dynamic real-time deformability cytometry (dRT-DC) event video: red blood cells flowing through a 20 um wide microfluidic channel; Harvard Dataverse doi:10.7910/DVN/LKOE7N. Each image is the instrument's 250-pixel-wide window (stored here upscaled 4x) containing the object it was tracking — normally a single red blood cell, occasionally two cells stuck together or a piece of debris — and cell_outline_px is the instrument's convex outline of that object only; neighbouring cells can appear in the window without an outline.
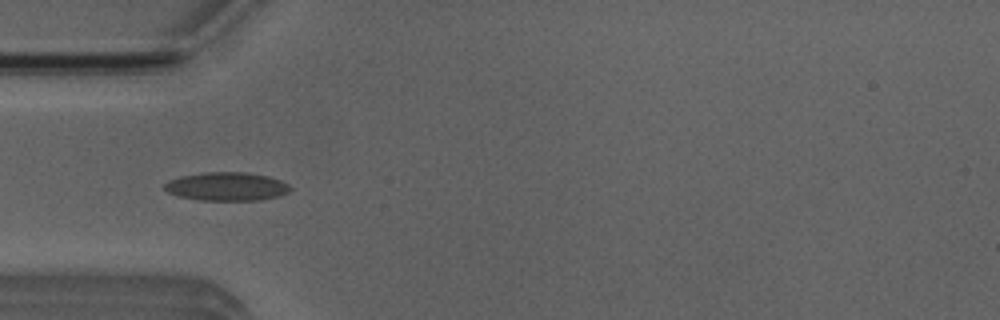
{"species": "Egyptian fruit bat (a non-hibernating species)", "species_latin": "Rousettus aegyptiacus", "temperature_condition": "room temperature", "stored_images_in_passage": 40, "camera_frame_rate_fps": 3000, "um_per_image_px": 0.085, "animal": {"sex": "male"}, "frame": {"image": 1, "passage_image": 6, "time_ms": 1.667, "image_size_px": [1000, 320], "cell_outline_px": [[292, 188], [288, 192], [280, 196], [260, 200], [200, 200], [180, 196], [168, 192], [164, 188], [164, 184], [180, 176], [204, 172], [244, 172], [268, 176], [280, 180], [288, 184]], "centroid_in_image_um": [19.3, 15.85], "position_along_channel_um": 65.7, "area_um2": 20.75}}
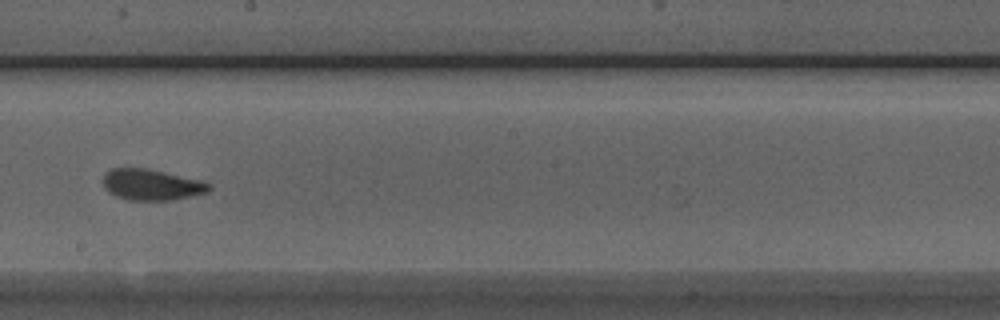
{"frame": {"image": 2, "passage_image": 19, "time_ms": 6.0, "image_size_px": [1000, 320], "cell_outline_px": [[212, 188], [208, 192], [172, 200], [128, 200], [116, 196], [108, 192], [104, 188], [104, 172], [112, 168], [148, 168], [204, 180], [212, 184]], "centroid_in_image_um": [12.92, 15.69], "position_along_channel_um": 235.3, "area_um2": 19.48}}
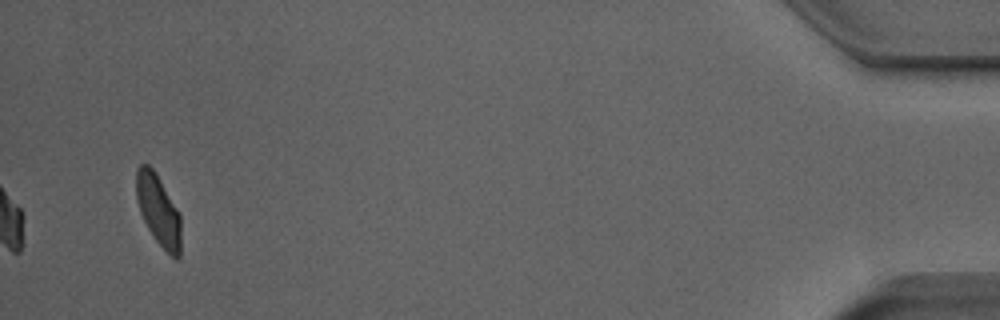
{"frame": {"image": 3, "passage_image": 40, "time_ms": 13.0, "image_size_px": [1000, 320], "cell_outline_px": [[180, 256], [176, 260], [156, 240], [148, 228], [140, 212], [136, 200], [136, 172], [140, 164], [148, 164], [152, 168], [180, 212]], "centroid_in_image_um": [13.46, 17.85], "position_along_channel_um": 421.7, "area_um2": 18.21}, "authors_computed_cell_mechanics": {"area_um2": 19.2474, "velocity_mm_per_s": 3.9075, "shape_relaxation_time_tau1_ms": 6.3572, "shape_relaxation_time_tau2_ms": 1.0313, "deformation_change_tau1": 0.1439, "deformation_change_tau2": 0.067}}